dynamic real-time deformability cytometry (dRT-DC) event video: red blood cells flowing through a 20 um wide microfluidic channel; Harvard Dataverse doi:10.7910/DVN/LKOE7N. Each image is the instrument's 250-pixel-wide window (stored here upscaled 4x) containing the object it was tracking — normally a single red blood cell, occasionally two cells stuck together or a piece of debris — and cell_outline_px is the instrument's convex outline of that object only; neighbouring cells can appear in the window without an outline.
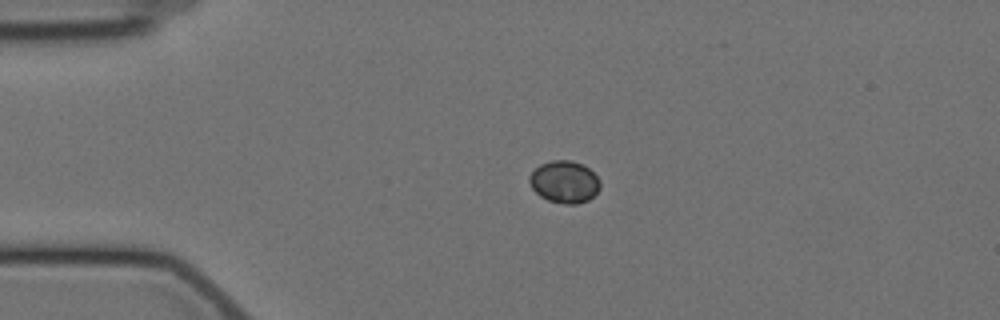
{"species": "Egyptian fruit bat (a non-hibernating species)", "species_latin": "Rousettus aegyptiacus", "temperature_condition": "cold", "stored_images_in_passage": 36, "camera_frame_rate_fps": 3000, "um_per_image_px": 0.085, "animal": {"sex": "female"}, "frame": {"image": 1, "passage_image": 7, "time_ms": 2.0, "image_size_px": [1000, 320], "cell_outline_px": [[600, 188], [588, 200], [576, 204], [564, 204], [548, 200], [540, 196], [532, 188], [528, 180], [528, 176], [540, 164], [552, 160], [572, 160], [584, 164], [600, 180]], "centroid_in_image_um": [47.96, 15.45], "position_along_channel_um": 37.0, "area_um2": 17.4}}
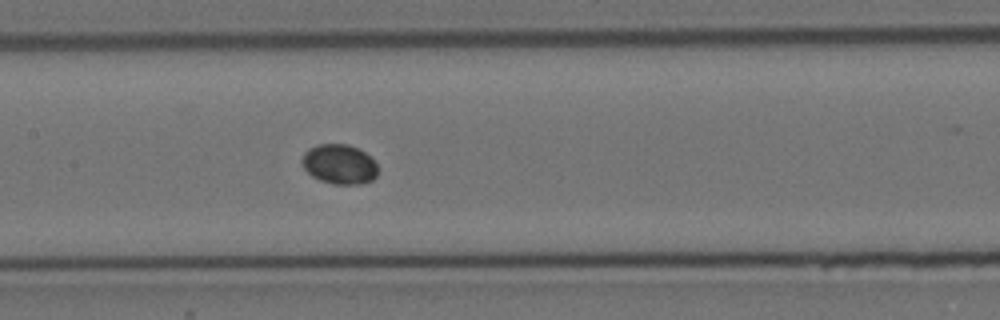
{"frame": {"image": 2, "passage_image": 22, "time_ms": 7.0, "image_size_px": [1000, 320], "cell_outline_px": [[376, 176], [372, 180], [360, 184], [332, 184], [320, 180], [312, 176], [304, 168], [300, 160], [304, 152], [308, 148], [316, 144], [348, 144], [364, 152], [376, 164]], "centroid_in_image_um": [28.79, 13.95], "position_along_channel_um": 178.6, "area_um2": 17.51}}
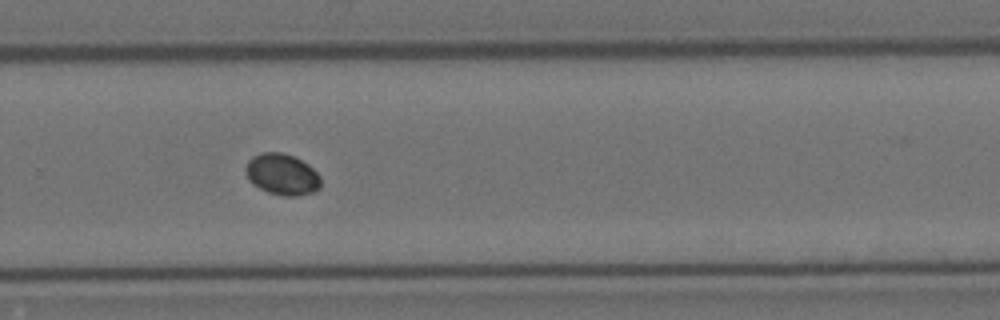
{"frame": {"image": 3, "passage_image": 33, "time_ms": 10.667, "image_size_px": [1000, 320], "cell_outline_px": [[320, 188], [316, 192], [296, 196], [284, 196], [268, 192], [252, 184], [248, 180], [244, 172], [244, 168], [248, 160], [252, 156], [260, 152], [284, 152], [308, 164], [320, 176]], "centroid_in_image_um": [23.95, 14.82], "position_along_channel_um": 305.9, "area_um2": 18.32}}